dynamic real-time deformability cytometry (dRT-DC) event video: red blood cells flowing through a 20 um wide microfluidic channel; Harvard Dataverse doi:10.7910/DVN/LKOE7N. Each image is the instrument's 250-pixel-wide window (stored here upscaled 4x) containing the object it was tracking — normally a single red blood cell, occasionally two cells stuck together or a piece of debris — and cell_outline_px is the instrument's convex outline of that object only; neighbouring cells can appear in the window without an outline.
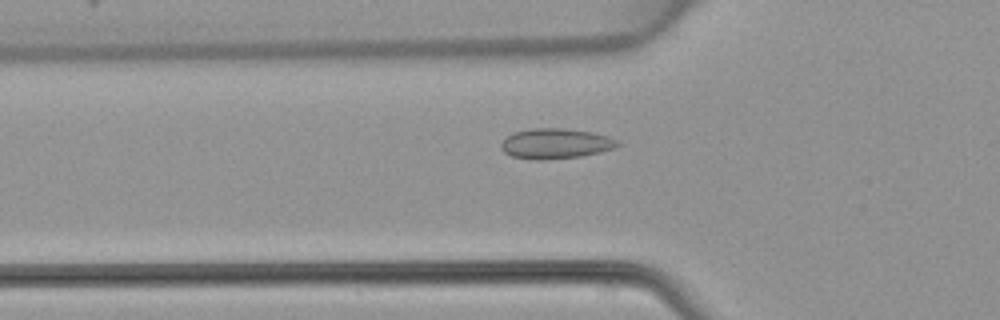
{"species": "common noctule bat (a hibernating species)", "species_latin": "Nyctalus noctula", "temperature_condition": "warm", "stored_images_in_passage": 49, "camera_frame_rate_fps": 3000, "um_per_image_px": 0.085, "animal": {"sex": "female", "body_mass_g": 22.7, "forearm_length_mm": 54.2}, "frame": {"image": 1, "passage_image": 17, "time_ms": 5.333, "image_size_px": [1000, 320], "cell_outline_px": [[620, 144], [612, 148], [600, 152], [580, 156], [540, 160], [536, 160], [512, 156], [504, 152], [500, 148], [500, 144], [512, 132], [532, 128], [564, 128], [592, 132], [608, 136], [620, 140]], "centroid_in_image_um": [47.22, 12.19], "position_along_channel_um": 78.6, "area_um2": 20.52}}
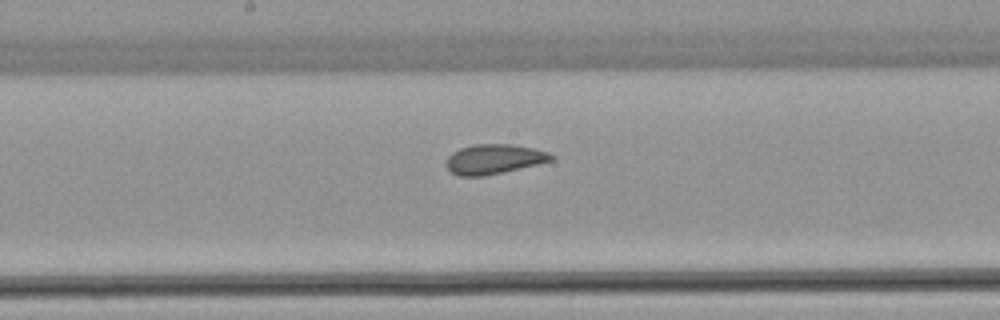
{"frame": {"image": 2, "passage_image": 26, "time_ms": 8.333, "image_size_px": [1000, 320], "cell_outline_px": [[556, 156], [552, 160], [536, 164], [484, 176], [456, 176], [444, 164], [448, 156], [452, 152], [460, 148], [476, 144], [512, 144], [532, 148], [548, 152]], "centroid_in_image_um": [41.95, 13.52], "position_along_channel_um": 206.3, "area_um2": 18.09}}
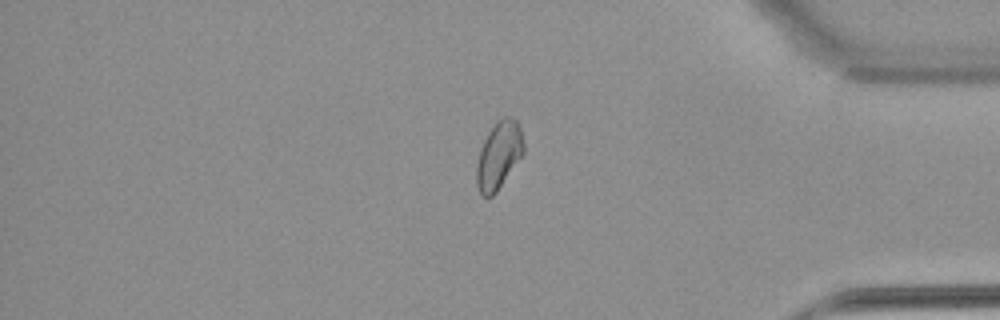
{"frame": {"image": 3, "passage_image": 41, "time_ms": 13.333, "image_size_px": [1000, 320], "cell_outline_px": [[524, 152], [496, 192], [492, 196], [484, 196], [480, 192], [476, 184], [476, 164], [480, 148], [488, 132], [496, 120], [500, 116], [508, 116], [516, 120], [520, 128], [524, 144]], "centroid_in_image_um": [42.38, 13.16], "position_along_channel_um": 392.8, "area_um2": 18.44}}